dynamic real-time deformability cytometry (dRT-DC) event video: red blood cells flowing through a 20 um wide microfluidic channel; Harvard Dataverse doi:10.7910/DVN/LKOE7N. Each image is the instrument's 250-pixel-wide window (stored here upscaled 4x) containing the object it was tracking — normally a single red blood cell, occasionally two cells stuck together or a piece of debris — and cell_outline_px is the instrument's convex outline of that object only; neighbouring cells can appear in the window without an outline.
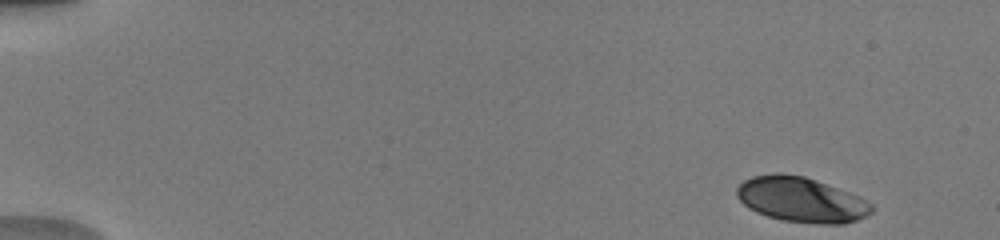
{"species": "human", "species_latin": "Homo sapiens", "temperature_condition": "warm", "stored_images_in_passage": 48, "camera_frame_rate_fps": 3000, "um_per_image_px": 0.085, "donor": {"sex": "male"}, "frame": {"image": 1, "passage_image": 1, "time_ms": 0.0, "image_size_px": [1000, 240], "cell_outline_px": [[876, 208], [872, 212], [856, 220], [844, 224], [816, 224], [784, 220], [768, 216], [756, 212], [748, 208], [736, 196], [736, 188], [744, 180], [752, 176], [772, 172], [780, 172], [804, 176], [816, 180], [860, 196], [872, 204]], "centroid_in_image_um": [68.1, 16.96], "position_along_channel_um": 16.9, "area_um2": 35.66}}
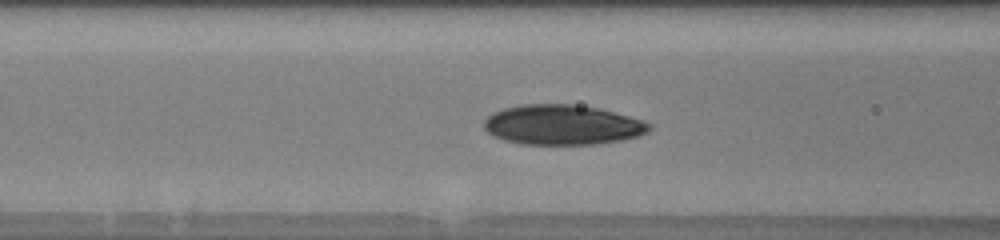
{"frame": {"image": 2, "passage_image": 19, "time_ms": 6.0, "image_size_px": [1000, 240], "cell_outline_px": [[652, 128], [648, 132], [636, 136], [620, 140], [596, 144], [520, 144], [504, 140], [488, 132], [484, 128], [484, 120], [492, 112], [504, 108], [524, 104], [572, 104], [600, 108], [644, 120], [652, 124]], "centroid_in_image_um": [47.82, 10.6], "position_along_channel_um": 118.8, "area_um2": 38.55}}
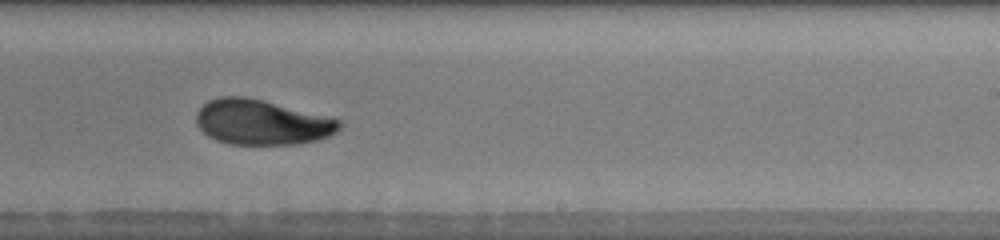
{"frame": {"image": 3, "passage_image": 30, "time_ms": 9.667, "image_size_px": [1000, 240], "cell_outline_px": [[344, 124], [336, 132], [328, 136], [316, 140], [296, 144], [232, 144], [216, 140], [208, 136], [196, 124], [196, 112], [208, 100], [220, 96], [244, 96], [264, 100], [332, 116], [340, 120]], "centroid_in_image_um": [22.28, 10.37], "position_along_channel_um": 266.7, "area_um2": 37.97}, "authors_computed_cell_mechanics": {"area_um2": 37.4255, "velocity_mm_per_s": 4.0412, "shape_relaxation_time_tau1_ms": 6.6499, "shape_relaxation_time_tau2_ms": 0.9398, "deformation_change_tau1": 0.1614, "deformation_change_tau2": 0.0471}}